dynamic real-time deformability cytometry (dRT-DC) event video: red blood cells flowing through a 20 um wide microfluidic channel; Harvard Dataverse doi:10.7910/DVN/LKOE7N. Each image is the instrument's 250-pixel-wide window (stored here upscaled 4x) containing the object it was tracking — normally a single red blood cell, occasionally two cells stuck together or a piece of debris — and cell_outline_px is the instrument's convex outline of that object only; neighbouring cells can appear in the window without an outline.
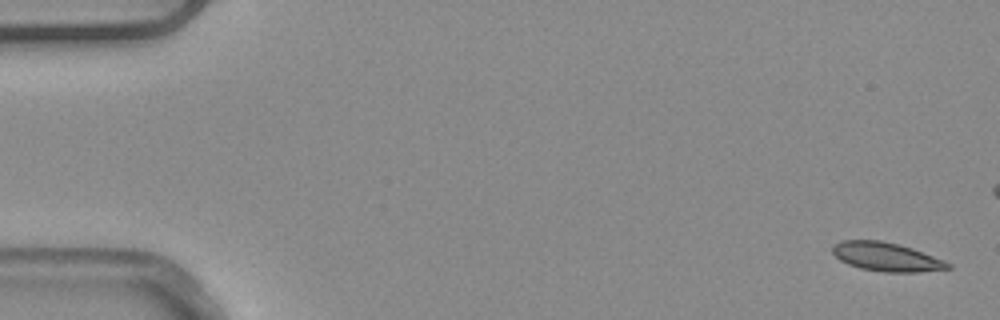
{"species": "common noctule bat (a hibernating species)", "species_latin": "Nyctalus noctula", "temperature_condition": "warm", "stored_images_in_passage": 5, "camera_frame_rate_fps": 3000, "um_per_image_px": 0.085, "animal": {"sex": "male", "body_mass_g": 20.4}, "frame": {"image": 1, "passage_image": 1, "time_ms": 0.0, "image_size_px": [1000, 320], "cell_outline_px": [[952, 268], [920, 272], [884, 272], [860, 268], [848, 264], [840, 260], [832, 252], [832, 244], [840, 240], [880, 240], [912, 248], [944, 260], [952, 264]], "centroid_in_image_um": [75.33, 21.83], "position_along_channel_um": 9.7, "area_um2": 19.36}}